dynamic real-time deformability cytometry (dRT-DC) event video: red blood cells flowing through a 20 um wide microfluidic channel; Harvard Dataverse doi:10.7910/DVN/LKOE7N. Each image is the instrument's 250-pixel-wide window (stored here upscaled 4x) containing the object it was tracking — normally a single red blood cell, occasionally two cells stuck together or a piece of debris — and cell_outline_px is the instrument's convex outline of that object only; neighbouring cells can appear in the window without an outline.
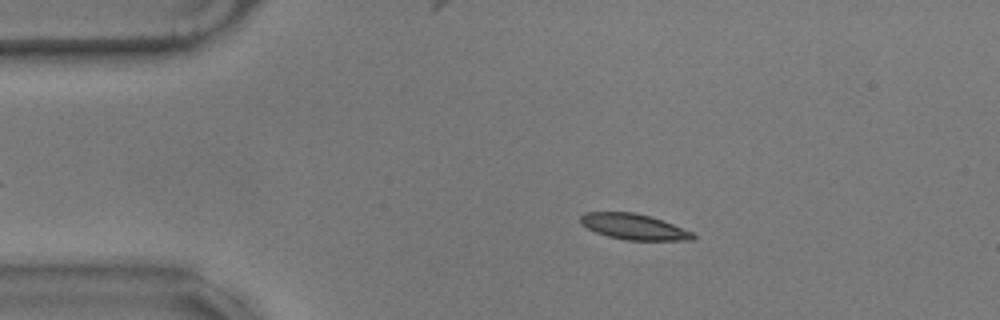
{"species": "common noctule bat (a hibernating species)", "species_latin": "Nyctalus noctula", "temperature_condition": "warm", "stored_images_in_passage": 49, "camera_frame_rate_fps": 3000, "um_per_image_px": 0.085, "animal": {"sex": "male", "body_mass_g": 17.9}, "frame": {"image": 1, "passage_image": 10, "time_ms": 3.0, "image_size_px": [1000, 320], "cell_outline_px": [[696, 236], [692, 240], [624, 240], [608, 236], [596, 232], [580, 224], [580, 216], [584, 212], [632, 212], [648, 216], [672, 224], [692, 232]], "centroid_in_image_um": [53.83, 19.27], "position_along_channel_um": 31.2, "area_um2": 16.65}}
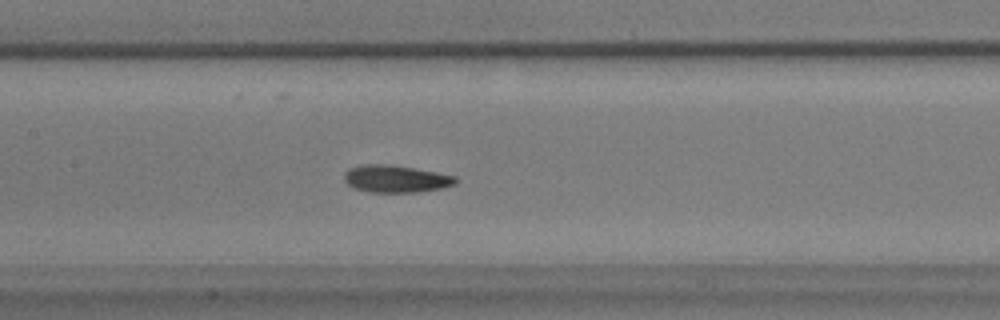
{"frame": {"image": 2, "passage_image": 26, "time_ms": 8.333, "image_size_px": [1000, 320], "cell_outline_px": [[456, 184], [440, 188], [416, 192], [368, 192], [356, 188], [348, 184], [344, 180], [344, 172], [348, 168], [364, 164], [384, 164], [412, 168], [436, 172], [456, 176]], "centroid_in_image_um": [33.61, 15.2], "position_along_channel_um": 173.8, "area_um2": 17.51}}
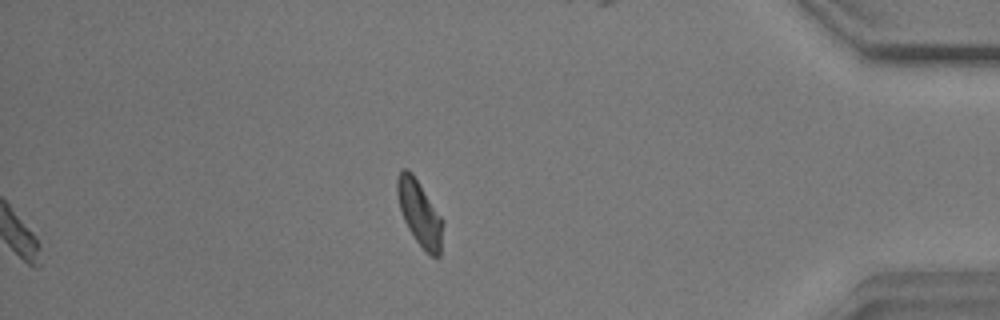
{"frame": {"image": 3, "passage_image": 49, "time_ms": 16.0, "image_size_px": [1000, 320], "cell_outline_px": [[444, 220], [440, 256], [432, 256], [416, 240], [408, 228], [404, 220], [400, 208], [396, 192], [396, 180], [400, 168], [408, 168], [412, 172]], "centroid_in_image_um": [35.66, 18.06], "position_along_channel_um": 399.5, "area_um2": 17.34}, "authors_computed_cell_mechanics": {"area_um2": 17.2822, "velocity_mm_per_s": 3.48, "shape_relaxation_time_tau1_ms": 2.47, "shape_relaxation_time_tau2_ms": 3.2432, "deformation_change_tau1": 0.1198, "deformation_change_tau2": 0.0804}}